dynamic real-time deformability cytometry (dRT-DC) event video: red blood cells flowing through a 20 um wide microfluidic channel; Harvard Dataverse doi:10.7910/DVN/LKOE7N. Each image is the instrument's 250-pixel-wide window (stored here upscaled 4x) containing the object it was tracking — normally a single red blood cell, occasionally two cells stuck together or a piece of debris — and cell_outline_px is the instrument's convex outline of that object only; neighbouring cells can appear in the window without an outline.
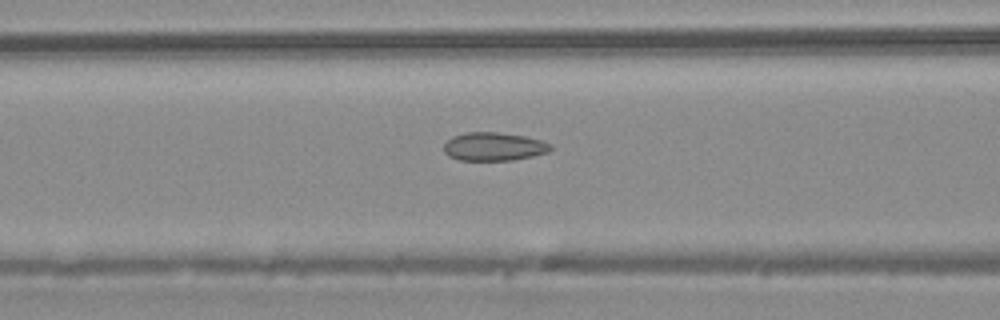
{"species": "common noctule bat (a hibernating species)", "species_latin": "Nyctalus noctula", "temperature_condition": "warm", "stored_images_in_passage": 12, "camera_frame_rate_fps": 3000, "um_per_image_px": 0.085, "animal": {"sex": "male", "body_mass_g": 20.4}, "frame": {"image": 1, "passage_image": 10, "time_ms": 3.0, "image_size_px": [1000, 320], "cell_outline_px": [[552, 148], [548, 152], [532, 156], [512, 160], [460, 160], [448, 156], [444, 152], [444, 144], [452, 136], [468, 132], [496, 132], [524, 136], [540, 140], [552, 144]], "centroid_in_image_um": [41.96, 12.46], "position_along_channel_um": 124.6, "area_um2": 17.57}}